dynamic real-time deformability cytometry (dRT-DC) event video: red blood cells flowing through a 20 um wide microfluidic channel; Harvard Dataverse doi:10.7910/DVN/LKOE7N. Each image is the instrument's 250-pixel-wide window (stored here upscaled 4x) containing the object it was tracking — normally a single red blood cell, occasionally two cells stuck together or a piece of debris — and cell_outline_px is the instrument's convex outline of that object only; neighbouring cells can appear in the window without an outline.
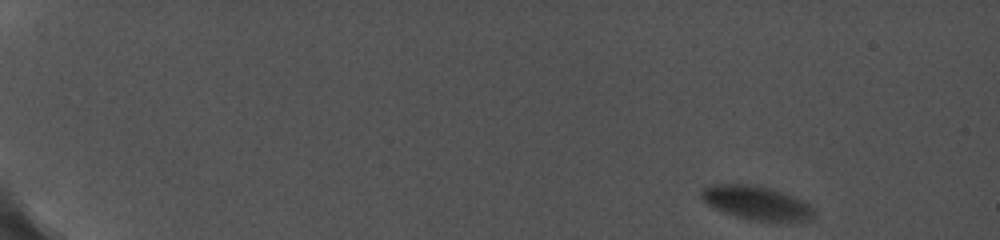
{"species": "common noctule bat (a hibernating species)", "species_latin": "Nyctalus noctula", "temperature_condition": "cold", "stored_images_in_passage": 10, "camera_frame_rate_fps": 5000, "um_per_image_px": 0.085, "animal": {"sex": "female", "body_mass_g": 19.0, "forearm_length_mm": 56.7}, "frame": {"image": 1, "passage_image": 1, "time_ms": 0.0, "image_size_px": [1000, 240], "cell_outline_px": [[812, 216], [808, 220], [748, 220], [724, 212], [708, 204], [700, 196], [700, 192], [704, 188], [712, 184], [744, 184], [768, 188], [780, 192], [800, 200], [808, 204], [812, 208]], "centroid_in_image_um": [64.22, 17.23], "position_along_channel_um": 20.8, "area_um2": 21.27}}
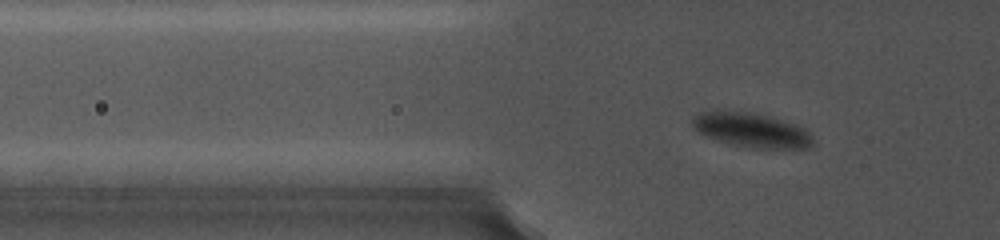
{"frame": {"image": 2, "passage_image": 9, "time_ms": 5.2, "image_size_px": [1000, 240], "cell_outline_px": [[812, 144], [804, 148], [756, 148], [732, 144], [708, 136], [692, 128], [692, 116], [700, 112], [712, 108], [720, 108], [748, 112], [768, 116], [804, 128], [812, 140]], "centroid_in_image_um": [63.75, 11.0], "position_along_channel_um": 62.1, "area_um2": 24.04}}